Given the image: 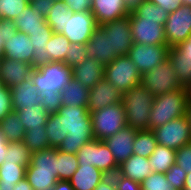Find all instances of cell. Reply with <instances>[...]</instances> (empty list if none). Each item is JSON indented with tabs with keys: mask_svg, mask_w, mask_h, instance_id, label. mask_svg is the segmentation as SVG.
<instances>
[{
	"mask_svg": "<svg viewBox=\"0 0 191 190\" xmlns=\"http://www.w3.org/2000/svg\"><path fill=\"white\" fill-rule=\"evenodd\" d=\"M85 45L87 56L95 58L103 66L108 65L117 58L115 54L111 53L110 36L101 26L94 30L93 35Z\"/></svg>",
	"mask_w": 191,
	"mask_h": 190,
	"instance_id": "19",
	"label": "cell"
},
{
	"mask_svg": "<svg viewBox=\"0 0 191 190\" xmlns=\"http://www.w3.org/2000/svg\"><path fill=\"white\" fill-rule=\"evenodd\" d=\"M94 190H117L114 178L112 176H106Z\"/></svg>",
	"mask_w": 191,
	"mask_h": 190,
	"instance_id": "55",
	"label": "cell"
},
{
	"mask_svg": "<svg viewBox=\"0 0 191 190\" xmlns=\"http://www.w3.org/2000/svg\"><path fill=\"white\" fill-rule=\"evenodd\" d=\"M186 116H187V119H188L189 124L191 126V107L187 108Z\"/></svg>",
	"mask_w": 191,
	"mask_h": 190,
	"instance_id": "62",
	"label": "cell"
},
{
	"mask_svg": "<svg viewBox=\"0 0 191 190\" xmlns=\"http://www.w3.org/2000/svg\"><path fill=\"white\" fill-rule=\"evenodd\" d=\"M8 149V141L0 128V166L3 164Z\"/></svg>",
	"mask_w": 191,
	"mask_h": 190,
	"instance_id": "56",
	"label": "cell"
},
{
	"mask_svg": "<svg viewBox=\"0 0 191 190\" xmlns=\"http://www.w3.org/2000/svg\"><path fill=\"white\" fill-rule=\"evenodd\" d=\"M154 95L139 83L123 94L126 125L137 130H149V117Z\"/></svg>",
	"mask_w": 191,
	"mask_h": 190,
	"instance_id": "3",
	"label": "cell"
},
{
	"mask_svg": "<svg viewBox=\"0 0 191 190\" xmlns=\"http://www.w3.org/2000/svg\"><path fill=\"white\" fill-rule=\"evenodd\" d=\"M137 131V129L126 125L120 131L104 140L118 165L133 155V143Z\"/></svg>",
	"mask_w": 191,
	"mask_h": 190,
	"instance_id": "16",
	"label": "cell"
},
{
	"mask_svg": "<svg viewBox=\"0 0 191 190\" xmlns=\"http://www.w3.org/2000/svg\"><path fill=\"white\" fill-rule=\"evenodd\" d=\"M149 2L159 5V7L166 10L168 13L176 11L181 5L182 0H148Z\"/></svg>",
	"mask_w": 191,
	"mask_h": 190,
	"instance_id": "52",
	"label": "cell"
},
{
	"mask_svg": "<svg viewBox=\"0 0 191 190\" xmlns=\"http://www.w3.org/2000/svg\"><path fill=\"white\" fill-rule=\"evenodd\" d=\"M71 10L64 2H54L45 20L56 34H62L65 30L67 13Z\"/></svg>",
	"mask_w": 191,
	"mask_h": 190,
	"instance_id": "37",
	"label": "cell"
},
{
	"mask_svg": "<svg viewBox=\"0 0 191 190\" xmlns=\"http://www.w3.org/2000/svg\"><path fill=\"white\" fill-rule=\"evenodd\" d=\"M183 5L191 6V0H182Z\"/></svg>",
	"mask_w": 191,
	"mask_h": 190,
	"instance_id": "63",
	"label": "cell"
},
{
	"mask_svg": "<svg viewBox=\"0 0 191 190\" xmlns=\"http://www.w3.org/2000/svg\"><path fill=\"white\" fill-rule=\"evenodd\" d=\"M14 190H33V187L28 183V180L24 177L22 180L15 184Z\"/></svg>",
	"mask_w": 191,
	"mask_h": 190,
	"instance_id": "58",
	"label": "cell"
},
{
	"mask_svg": "<svg viewBox=\"0 0 191 190\" xmlns=\"http://www.w3.org/2000/svg\"><path fill=\"white\" fill-rule=\"evenodd\" d=\"M41 96V106L48 113L57 112L62 106L61 93H50Z\"/></svg>",
	"mask_w": 191,
	"mask_h": 190,
	"instance_id": "49",
	"label": "cell"
},
{
	"mask_svg": "<svg viewBox=\"0 0 191 190\" xmlns=\"http://www.w3.org/2000/svg\"><path fill=\"white\" fill-rule=\"evenodd\" d=\"M25 178L33 190H53L58 181L53 172L36 171L31 164L26 167Z\"/></svg>",
	"mask_w": 191,
	"mask_h": 190,
	"instance_id": "34",
	"label": "cell"
},
{
	"mask_svg": "<svg viewBox=\"0 0 191 190\" xmlns=\"http://www.w3.org/2000/svg\"><path fill=\"white\" fill-rule=\"evenodd\" d=\"M12 94L13 110H23L26 107H35L41 103V96L37 92L31 78L23 81L19 85L10 87Z\"/></svg>",
	"mask_w": 191,
	"mask_h": 190,
	"instance_id": "22",
	"label": "cell"
},
{
	"mask_svg": "<svg viewBox=\"0 0 191 190\" xmlns=\"http://www.w3.org/2000/svg\"><path fill=\"white\" fill-rule=\"evenodd\" d=\"M87 57V48L85 44L71 43L67 50L64 63L73 68L74 66L81 64Z\"/></svg>",
	"mask_w": 191,
	"mask_h": 190,
	"instance_id": "44",
	"label": "cell"
},
{
	"mask_svg": "<svg viewBox=\"0 0 191 190\" xmlns=\"http://www.w3.org/2000/svg\"><path fill=\"white\" fill-rule=\"evenodd\" d=\"M107 175L95 166H79L69 180L75 190H94Z\"/></svg>",
	"mask_w": 191,
	"mask_h": 190,
	"instance_id": "25",
	"label": "cell"
},
{
	"mask_svg": "<svg viewBox=\"0 0 191 190\" xmlns=\"http://www.w3.org/2000/svg\"><path fill=\"white\" fill-rule=\"evenodd\" d=\"M0 128L8 142H20L24 139L26 131L17 111L12 110L1 120Z\"/></svg>",
	"mask_w": 191,
	"mask_h": 190,
	"instance_id": "33",
	"label": "cell"
},
{
	"mask_svg": "<svg viewBox=\"0 0 191 190\" xmlns=\"http://www.w3.org/2000/svg\"><path fill=\"white\" fill-rule=\"evenodd\" d=\"M79 167L76 154L58 150V180L69 181Z\"/></svg>",
	"mask_w": 191,
	"mask_h": 190,
	"instance_id": "41",
	"label": "cell"
},
{
	"mask_svg": "<svg viewBox=\"0 0 191 190\" xmlns=\"http://www.w3.org/2000/svg\"><path fill=\"white\" fill-rule=\"evenodd\" d=\"M53 190H75L69 181L58 180Z\"/></svg>",
	"mask_w": 191,
	"mask_h": 190,
	"instance_id": "57",
	"label": "cell"
},
{
	"mask_svg": "<svg viewBox=\"0 0 191 190\" xmlns=\"http://www.w3.org/2000/svg\"><path fill=\"white\" fill-rule=\"evenodd\" d=\"M72 77L91 89L104 78V66L95 58L87 57L81 64L72 68Z\"/></svg>",
	"mask_w": 191,
	"mask_h": 190,
	"instance_id": "21",
	"label": "cell"
},
{
	"mask_svg": "<svg viewBox=\"0 0 191 190\" xmlns=\"http://www.w3.org/2000/svg\"><path fill=\"white\" fill-rule=\"evenodd\" d=\"M143 190H176L166 180L165 173L153 172L141 183Z\"/></svg>",
	"mask_w": 191,
	"mask_h": 190,
	"instance_id": "43",
	"label": "cell"
},
{
	"mask_svg": "<svg viewBox=\"0 0 191 190\" xmlns=\"http://www.w3.org/2000/svg\"><path fill=\"white\" fill-rule=\"evenodd\" d=\"M112 177L114 178L117 190H143L140 183L122 176L118 172Z\"/></svg>",
	"mask_w": 191,
	"mask_h": 190,
	"instance_id": "50",
	"label": "cell"
},
{
	"mask_svg": "<svg viewBox=\"0 0 191 190\" xmlns=\"http://www.w3.org/2000/svg\"><path fill=\"white\" fill-rule=\"evenodd\" d=\"M188 108L187 89H177L154 97L149 117V130L186 115Z\"/></svg>",
	"mask_w": 191,
	"mask_h": 190,
	"instance_id": "4",
	"label": "cell"
},
{
	"mask_svg": "<svg viewBox=\"0 0 191 190\" xmlns=\"http://www.w3.org/2000/svg\"><path fill=\"white\" fill-rule=\"evenodd\" d=\"M157 146V140L152 130H138L133 143V154L149 158Z\"/></svg>",
	"mask_w": 191,
	"mask_h": 190,
	"instance_id": "36",
	"label": "cell"
},
{
	"mask_svg": "<svg viewBox=\"0 0 191 190\" xmlns=\"http://www.w3.org/2000/svg\"><path fill=\"white\" fill-rule=\"evenodd\" d=\"M110 36L111 53L118 56L128 55L133 45V38L130 30V18L126 15L113 22L101 25Z\"/></svg>",
	"mask_w": 191,
	"mask_h": 190,
	"instance_id": "14",
	"label": "cell"
},
{
	"mask_svg": "<svg viewBox=\"0 0 191 190\" xmlns=\"http://www.w3.org/2000/svg\"><path fill=\"white\" fill-rule=\"evenodd\" d=\"M18 32L32 36L37 30H52L45 18L30 4L14 19Z\"/></svg>",
	"mask_w": 191,
	"mask_h": 190,
	"instance_id": "23",
	"label": "cell"
},
{
	"mask_svg": "<svg viewBox=\"0 0 191 190\" xmlns=\"http://www.w3.org/2000/svg\"><path fill=\"white\" fill-rule=\"evenodd\" d=\"M45 127L29 129L25 132L22 142L31 153L49 148V139Z\"/></svg>",
	"mask_w": 191,
	"mask_h": 190,
	"instance_id": "39",
	"label": "cell"
},
{
	"mask_svg": "<svg viewBox=\"0 0 191 190\" xmlns=\"http://www.w3.org/2000/svg\"><path fill=\"white\" fill-rule=\"evenodd\" d=\"M4 162H14L17 165L27 167L31 163V152L26 145L20 142H8V149L6 152Z\"/></svg>",
	"mask_w": 191,
	"mask_h": 190,
	"instance_id": "40",
	"label": "cell"
},
{
	"mask_svg": "<svg viewBox=\"0 0 191 190\" xmlns=\"http://www.w3.org/2000/svg\"><path fill=\"white\" fill-rule=\"evenodd\" d=\"M31 64L2 57L0 59V81L4 86L12 87L31 78Z\"/></svg>",
	"mask_w": 191,
	"mask_h": 190,
	"instance_id": "18",
	"label": "cell"
},
{
	"mask_svg": "<svg viewBox=\"0 0 191 190\" xmlns=\"http://www.w3.org/2000/svg\"><path fill=\"white\" fill-rule=\"evenodd\" d=\"M186 172L177 164H173L171 168L165 173L166 180L170 183L176 190H183Z\"/></svg>",
	"mask_w": 191,
	"mask_h": 190,
	"instance_id": "45",
	"label": "cell"
},
{
	"mask_svg": "<svg viewBox=\"0 0 191 190\" xmlns=\"http://www.w3.org/2000/svg\"><path fill=\"white\" fill-rule=\"evenodd\" d=\"M54 2H64V0H53Z\"/></svg>",
	"mask_w": 191,
	"mask_h": 190,
	"instance_id": "64",
	"label": "cell"
},
{
	"mask_svg": "<svg viewBox=\"0 0 191 190\" xmlns=\"http://www.w3.org/2000/svg\"><path fill=\"white\" fill-rule=\"evenodd\" d=\"M169 13L159 5L141 0L130 11V30L134 43L167 45L164 25Z\"/></svg>",
	"mask_w": 191,
	"mask_h": 190,
	"instance_id": "1",
	"label": "cell"
},
{
	"mask_svg": "<svg viewBox=\"0 0 191 190\" xmlns=\"http://www.w3.org/2000/svg\"><path fill=\"white\" fill-rule=\"evenodd\" d=\"M152 131L156 137L157 144L174 150H178L191 142V126L186 115L172 119L170 122Z\"/></svg>",
	"mask_w": 191,
	"mask_h": 190,
	"instance_id": "10",
	"label": "cell"
},
{
	"mask_svg": "<svg viewBox=\"0 0 191 190\" xmlns=\"http://www.w3.org/2000/svg\"><path fill=\"white\" fill-rule=\"evenodd\" d=\"M17 32L13 20L0 19V59L3 57L4 44Z\"/></svg>",
	"mask_w": 191,
	"mask_h": 190,
	"instance_id": "46",
	"label": "cell"
},
{
	"mask_svg": "<svg viewBox=\"0 0 191 190\" xmlns=\"http://www.w3.org/2000/svg\"><path fill=\"white\" fill-rule=\"evenodd\" d=\"M57 112L63 116L64 135L66 136L57 150L77 154L84 144L95 139L87 106L73 108L62 105Z\"/></svg>",
	"mask_w": 191,
	"mask_h": 190,
	"instance_id": "2",
	"label": "cell"
},
{
	"mask_svg": "<svg viewBox=\"0 0 191 190\" xmlns=\"http://www.w3.org/2000/svg\"><path fill=\"white\" fill-rule=\"evenodd\" d=\"M33 49L29 36L17 32L4 44L3 57L33 64Z\"/></svg>",
	"mask_w": 191,
	"mask_h": 190,
	"instance_id": "20",
	"label": "cell"
},
{
	"mask_svg": "<svg viewBox=\"0 0 191 190\" xmlns=\"http://www.w3.org/2000/svg\"><path fill=\"white\" fill-rule=\"evenodd\" d=\"M89 88L80 84L72 78L70 82L61 90L62 105L87 106L89 98Z\"/></svg>",
	"mask_w": 191,
	"mask_h": 190,
	"instance_id": "26",
	"label": "cell"
},
{
	"mask_svg": "<svg viewBox=\"0 0 191 190\" xmlns=\"http://www.w3.org/2000/svg\"><path fill=\"white\" fill-rule=\"evenodd\" d=\"M175 48L181 53V58L191 60V36L186 41L175 46Z\"/></svg>",
	"mask_w": 191,
	"mask_h": 190,
	"instance_id": "54",
	"label": "cell"
},
{
	"mask_svg": "<svg viewBox=\"0 0 191 190\" xmlns=\"http://www.w3.org/2000/svg\"><path fill=\"white\" fill-rule=\"evenodd\" d=\"M13 110L11 89L7 86L0 88V121Z\"/></svg>",
	"mask_w": 191,
	"mask_h": 190,
	"instance_id": "48",
	"label": "cell"
},
{
	"mask_svg": "<svg viewBox=\"0 0 191 190\" xmlns=\"http://www.w3.org/2000/svg\"><path fill=\"white\" fill-rule=\"evenodd\" d=\"M31 0H0V19L13 20L30 4Z\"/></svg>",
	"mask_w": 191,
	"mask_h": 190,
	"instance_id": "42",
	"label": "cell"
},
{
	"mask_svg": "<svg viewBox=\"0 0 191 190\" xmlns=\"http://www.w3.org/2000/svg\"><path fill=\"white\" fill-rule=\"evenodd\" d=\"M130 11L125 0H92L91 12L99 26L129 15Z\"/></svg>",
	"mask_w": 191,
	"mask_h": 190,
	"instance_id": "17",
	"label": "cell"
},
{
	"mask_svg": "<svg viewBox=\"0 0 191 190\" xmlns=\"http://www.w3.org/2000/svg\"><path fill=\"white\" fill-rule=\"evenodd\" d=\"M183 190H191V172L186 174L185 184Z\"/></svg>",
	"mask_w": 191,
	"mask_h": 190,
	"instance_id": "59",
	"label": "cell"
},
{
	"mask_svg": "<svg viewBox=\"0 0 191 190\" xmlns=\"http://www.w3.org/2000/svg\"><path fill=\"white\" fill-rule=\"evenodd\" d=\"M168 50V45L133 43L127 56L134 62L137 70L142 75L168 58Z\"/></svg>",
	"mask_w": 191,
	"mask_h": 190,
	"instance_id": "13",
	"label": "cell"
},
{
	"mask_svg": "<svg viewBox=\"0 0 191 190\" xmlns=\"http://www.w3.org/2000/svg\"><path fill=\"white\" fill-rule=\"evenodd\" d=\"M176 160V150L157 144L149 157V163L153 172L166 173Z\"/></svg>",
	"mask_w": 191,
	"mask_h": 190,
	"instance_id": "30",
	"label": "cell"
},
{
	"mask_svg": "<svg viewBox=\"0 0 191 190\" xmlns=\"http://www.w3.org/2000/svg\"><path fill=\"white\" fill-rule=\"evenodd\" d=\"M140 83L145 86L154 97L183 88L178 82L171 61L168 58L151 71L142 74Z\"/></svg>",
	"mask_w": 191,
	"mask_h": 190,
	"instance_id": "9",
	"label": "cell"
},
{
	"mask_svg": "<svg viewBox=\"0 0 191 190\" xmlns=\"http://www.w3.org/2000/svg\"><path fill=\"white\" fill-rule=\"evenodd\" d=\"M30 5L33 8H36V10H38L39 13L42 14L44 18H46L50 9L54 5V1L53 0H31Z\"/></svg>",
	"mask_w": 191,
	"mask_h": 190,
	"instance_id": "53",
	"label": "cell"
},
{
	"mask_svg": "<svg viewBox=\"0 0 191 190\" xmlns=\"http://www.w3.org/2000/svg\"><path fill=\"white\" fill-rule=\"evenodd\" d=\"M95 139L104 141L126 126V112L122 102L90 113Z\"/></svg>",
	"mask_w": 191,
	"mask_h": 190,
	"instance_id": "6",
	"label": "cell"
},
{
	"mask_svg": "<svg viewBox=\"0 0 191 190\" xmlns=\"http://www.w3.org/2000/svg\"><path fill=\"white\" fill-rule=\"evenodd\" d=\"M76 156L79 166H95L107 176H113L118 172L119 165L104 141L91 140L78 150Z\"/></svg>",
	"mask_w": 191,
	"mask_h": 190,
	"instance_id": "7",
	"label": "cell"
},
{
	"mask_svg": "<svg viewBox=\"0 0 191 190\" xmlns=\"http://www.w3.org/2000/svg\"><path fill=\"white\" fill-rule=\"evenodd\" d=\"M45 129L49 139V147L57 149L66 138L64 135L63 116L58 112L50 113Z\"/></svg>",
	"mask_w": 191,
	"mask_h": 190,
	"instance_id": "35",
	"label": "cell"
},
{
	"mask_svg": "<svg viewBox=\"0 0 191 190\" xmlns=\"http://www.w3.org/2000/svg\"><path fill=\"white\" fill-rule=\"evenodd\" d=\"M26 167L14 162L0 166V190H14L15 184L25 177Z\"/></svg>",
	"mask_w": 191,
	"mask_h": 190,
	"instance_id": "32",
	"label": "cell"
},
{
	"mask_svg": "<svg viewBox=\"0 0 191 190\" xmlns=\"http://www.w3.org/2000/svg\"><path fill=\"white\" fill-rule=\"evenodd\" d=\"M168 59L180 85L185 88L191 86V60L181 58V53L175 47H169Z\"/></svg>",
	"mask_w": 191,
	"mask_h": 190,
	"instance_id": "29",
	"label": "cell"
},
{
	"mask_svg": "<svg viewBox=\"0 0 191 190\" xmlns=\"http://www.w3.org/2000/svg\"><path fill=\"white\" fill-rule=\"evenodd\" d=\"M141 0H125V2L132 8L135 4L139 3Z\"/></svg>",
	"mask_w": 191,
	"mask_h": 190,
	"instance_id": "60",
	"label": "cell"
},
{
	"mask_svg": "<svg viewBox=\"0 0 191 190\" xmlns=\"http://www.w3.org/2000/svg\"><path fill=\"white\" fill-rule=\"evenodd\" d=\"M164 30L169 47L186 41L191 36V6L181 5L176 11L169 13Z\"/></svg>",
	"mask_w": 191,
	"mask_h": 190,
	"instance_id": "12",
	"label": "cell"
},
{
	"mask_svg": "<svg viewBox=\"0 0 191 190\" xmlns=\"http://www.w3.org/2000/svg\"><path fill=\"white\" fill-rule=\"evenodd\" d=\"M65 5L73 12H87L92 9V0H64Z\"/></svg>",
	"mask_w": 191,
	"mask_h": 190,
	"instance_id": "51",
	"label": "cell"
},
{
	"mask_svg": "<svg viewBox=\"0 0 191 190\" xmlns=\"http://www.w3.org/2000/svg\"><path fill=\"white\" fill-rule=\"evenodd\" d=\"M71 42L62 34L53 33L47 43L50 62H64Z\"/></svg>",
	"mask_w": 191,
	"mask_h": 190,
	"instance_id": "38",
	"label": "cell"
},
{
	"mask_svg": "<svg viewBox=\"0 0 191 190\" xmlns=\"http://www.w3.org/2000/svg\"><path fill=\"white\" fill-rule=\"evenodd\" d=\"M175 164L180 166L186 173L191 172V142L176 150Z\"/></svg>",
	"mask_w": 191,
	"mask_h": 190,
	"instance_id": "47",
	"label": "cell"
},
{
	"mask_svg": "<svg viewBox=\"0 0 191 190\" xmlns=\"http://www.w3.org/2000/svg\"><path fill=\"white\" fill-rule=\"evenodd\" d=\"M21 123L25 128V131L29 129H35L40 127H45L47 119L50 115L41 104L36 105L35 107L25 108L23 110H16Z\"/></svg>",
	"mask_w": 191,
	"mask_h": 190,
	"instance_id": "31",
	"label": "cell"
},
{
	"mask_svg": "<svg viewBox=\"0 0 191 190\" xmlns=\"http://www.w3.org/2000/svg\"><path fill=\"white\" fill-rule=\"evenodd\" d=\"M36 171L53 172L58 178V150L49 147L31 154V163Z\"/></svg>",
	"mask_w": 191,
	"mask_h": 190,
	"instance_id": "28",
	"label": "cell"
},
{
	"mask_svg": "<svg viewBox=\"0 0 191 190\" xmlns=\"http://www.w3.org/2000/svg\"><path fill=\"white\" fill-rule=\"evenodd\" d=\"M104 79L115 86L122 94L141 81V74L134 62L127 56H118L104 66Z\"/></svg>",
	"mask_w": 191,
	"mask_h": 190,
	"instance_id": "8",
	"label": "cell"
},
{
	"mask_svg": "<svg viewBox=\"0 0 191 190\" xmlns=\"http://www.w3.org/2000/svg\"><path fill=\"white\" fill-rule=\"evenodd\" d=\"M187 93H188V107H191V87H187Z\"/></svg>",
	"mask_w": 191,
	"mask_h": 190,
	"instance_id": "61",
	"label": "cell"
},
{
	"mask_svg": "<svg viewBox=\"0 0 191 190\" xmlns=\"http://www.w3.org/2000/svg\"><path fill=\"white\" fill-rule=\"evenodd\" d=\"M98 26L91 11L77 13L70 11L67 13L65 30L62 35L73 44H86Z\"/></svg>",
	"mask_w": 191,
	"mask_h": 190,
	"instance_id": "11",
	"label": "cell"
},
{
	"mask_svg": "<svg viewBox=\"0 0 191 190\" xmlns=\"http://www.w3.org/2000/svg\"><path fill=\"white\" fill-rule=\"evenodd\" d=\"M123 94L106 79H102L89 90L87 108L94 112L109 105L122 102Z\"/></svg>",
	"mask_w": 191,
	"mask_h": 190,
	"instance_id": "15",
	"label": "cell"
},
{
	"mask_svg": "<svg viewBox=\"0 0 191 190\" xmlns=\"http://www.w3.org/2000/svg\"><path fill=\"white\" fill-rule=\"evenodd\" d=\"M72 78V68L64 62H49L33 69L31 73V79L40 95L60 93Z\"/></svg>",
	"mask_w": 191,
	"mask_h": 190,
	"instance_id": "5",
	"label": "cell"
},
{
	"mask_svg": "<svg viewBox=\"0 0 191 190\" xmlns=\"http://www.w3.org/2000/svg\"><path fill=\"white\" fill-rule=\"evenodd\" d=\"M118 173L141 184L153 171L149 158L133 154L119 165Z\"/></svg>",
	"mask_w": 191,
	"mask_h": 190,
	"instance_id": "24",
	"label": "cell"
},
{
	"mask_svg": "<svg viewBox=\"0 0 191 190\" xmlns=\"http://www.w3.org/2000/svg\"><path fill=\"white\" fill-rule=\"evenodd\" d=\"M53 30H37L33 32L32 36H29L33 49V68L45 65L50 62V56L47 53V43L50 40Z\"/></svg>",
	"mask_w": 191,
	"mask_h": 190,
	"instance_id": "27",
	"label": "cell"
}]
</instances>
